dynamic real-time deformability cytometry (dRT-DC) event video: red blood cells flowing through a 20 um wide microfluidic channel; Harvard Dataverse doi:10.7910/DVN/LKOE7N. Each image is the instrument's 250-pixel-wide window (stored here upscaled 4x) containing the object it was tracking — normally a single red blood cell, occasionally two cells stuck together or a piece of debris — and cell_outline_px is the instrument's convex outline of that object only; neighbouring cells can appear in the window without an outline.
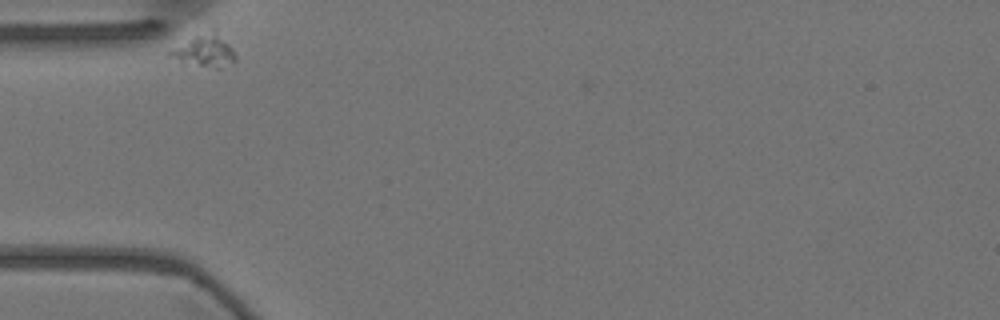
{"species": "Egyptian fruit bat (a non-hibernating species)", "species_latin": "Rousettus aegyptiacus", "temperature_condition": "warm", "stored_images_in_passage": 35, "camera_frame_rate_fps": 3000, "um_per_image_px": 0.085, "animal": {"sex": "female"}, "frame": {"image": 1, "passage_image": 1, "time_ms": 0.0, "image_size_px": [1000, 320], "cell_outline_px": [[236, 60], [220, 68], [216, 68], [180, 60], [164, 52], [212, 28], [232, 48], [236, 56]], "centroid_in_image_um": [17.42, 4.3], "position_along_channel_um": 67.6, "area_um2": 11.62}}
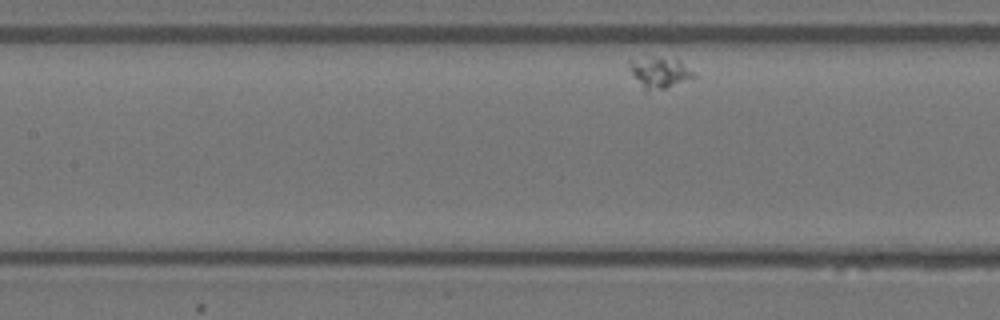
{"frame": {"image": 2, "passage_image": 11, "time_ms": 3.333, "image_size_px": [1000, 320], "cell_outline_px": [[696, 76], [664, 88], [644, 92], [632, 76], [628, 68], [628, 60], [680, 60], [696, 72]], "centroid_in_image_um": [56.03, 6.23], "position_along_channel_um": 151.4, "area_um2": 11.16}}
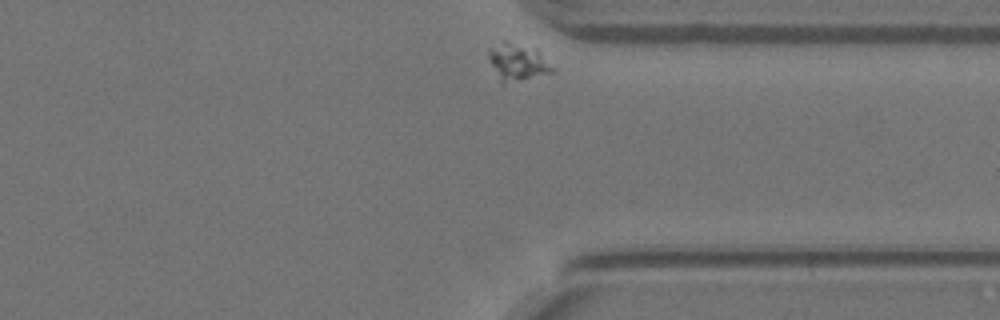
{"frame": {"image": 3, "passage_image": 35, "time_ms": 11.333, "image_size_px": [1000, 320], "cell_outline_px": [[556, 72], [504, 84], [500, 80], [488, 56], [488, 48], [504, 40], [536, 48], [556, 68]], "centroid_in_image_um": [44.05, 5.26], "position_along_channel_um": 367.4, "area_um2": 13.93}}